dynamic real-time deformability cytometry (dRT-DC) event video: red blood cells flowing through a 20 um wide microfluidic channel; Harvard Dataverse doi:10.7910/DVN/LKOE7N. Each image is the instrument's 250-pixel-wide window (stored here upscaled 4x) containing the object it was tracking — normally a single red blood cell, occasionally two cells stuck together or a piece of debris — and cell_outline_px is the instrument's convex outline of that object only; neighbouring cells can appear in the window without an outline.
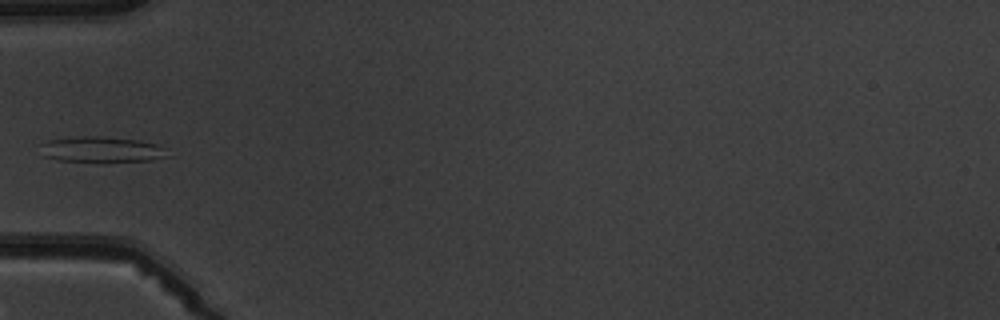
{"species": "common noctule bat (a hibernating species)", "species_latin": "Nyctalus noctula", "temperature_condition": "warm", "stored_images_in_passage": 5, "camera_frame_rate_fps": 3000, "um_per_image_px": 0.085, "animal": {"sex": "male", "body_mass_g": 19.5, "forearm_length_mm": 54.6}, "frame": {"image": 1, "passage_image": 5, "time_ms": 4.667, "image_size_px": [1000, 320], "cell_outline_px": [[168, 156], [152, 160], [100, 164], [60, 160], [44, 156], [40, 144], [48, 140], [80, 136], [104, 136], [140, 140], [156, 144], [164, 148]], "centroid_in_image_um": [8.64, 12.74], "position_along_channel_um": 76.4, "area_um2": 19.71}}